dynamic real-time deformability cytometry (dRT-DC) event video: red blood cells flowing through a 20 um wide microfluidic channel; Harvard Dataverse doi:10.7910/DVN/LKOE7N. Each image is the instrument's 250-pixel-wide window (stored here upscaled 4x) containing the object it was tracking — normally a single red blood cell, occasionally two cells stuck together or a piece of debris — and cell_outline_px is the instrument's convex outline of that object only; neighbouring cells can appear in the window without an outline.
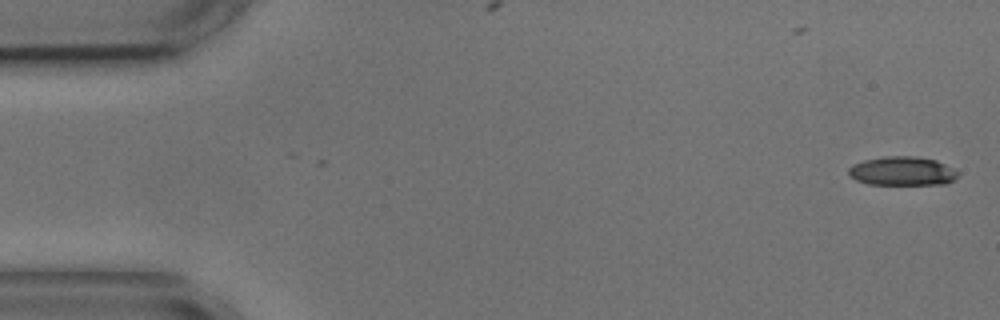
{"species": "common noctule bat (a hibernating species)", "species_latin": "Nyctalus noctula", "temperature_condition": "cold", "stored_images_in_passage": 6, "segment_of_instrument_passage": [1, 2], "camera_frame_rate_fps": 3000, "um_per_image_px": 0.085, "animal": {"sex": "male", "body_mass_g": 17.9, "forearm_length_mm": 54.2}, "frame": {"image": 1, "passage_image": 1, "time_ms": 0.0, "image_size_px": [1000, 320], "cell_outline_px": [[960, 176], [944, 184], [868, 184], [856, 180], [848, 176], [848, 168], [852, 164], [864, 160], [884, 156], [916, 156], [936, 160], [960, 172]], "centroid_in_image_um": [76.68, 14.54], "position_along_channel_um": 8.3, "area_um2": 18.55}}